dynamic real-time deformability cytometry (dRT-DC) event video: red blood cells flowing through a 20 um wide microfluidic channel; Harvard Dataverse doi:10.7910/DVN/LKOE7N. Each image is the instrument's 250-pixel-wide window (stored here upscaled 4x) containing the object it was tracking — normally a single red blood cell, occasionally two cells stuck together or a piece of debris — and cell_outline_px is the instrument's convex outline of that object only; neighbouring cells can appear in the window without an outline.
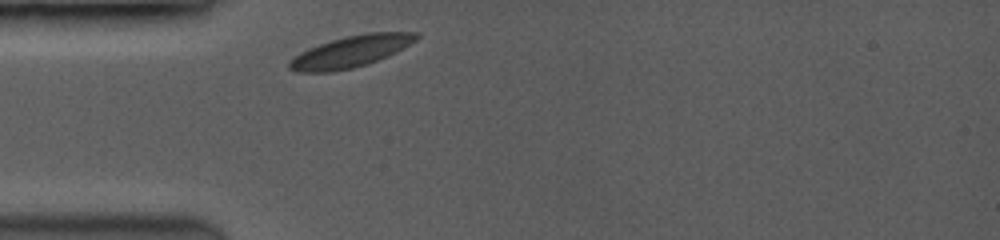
{"species": "common noctule bat (a hibernating species)", "species_latin": "Nyctalus noctula", "temperature_condition": "room temperature", "stored_images_in_passage": 4, "camera_frame_rate_fps": 3500, "um_per_image_px": 0.085, "animal": {"sex": "female", "body_mass_g": 19.0, "forearm_length_mm": 53.3}, "frame": {"image": 1, "passage_image": 1, "time_ms": 0.0, "image_size_px": [1000, 240], "cell_outline_px": [[420, 36], [416, 40], [396, 52], [376, 60], [352, 68], [328, 72], [296, 72], [288, 68], [288, 60], [300, 52], [308, 48], [344, 36], [368, 32], [420, 32]], "centroid_in_image_um": [29.79, 4.37], "position_along_channel_um": 55.2, "area_um2": 23.18}}